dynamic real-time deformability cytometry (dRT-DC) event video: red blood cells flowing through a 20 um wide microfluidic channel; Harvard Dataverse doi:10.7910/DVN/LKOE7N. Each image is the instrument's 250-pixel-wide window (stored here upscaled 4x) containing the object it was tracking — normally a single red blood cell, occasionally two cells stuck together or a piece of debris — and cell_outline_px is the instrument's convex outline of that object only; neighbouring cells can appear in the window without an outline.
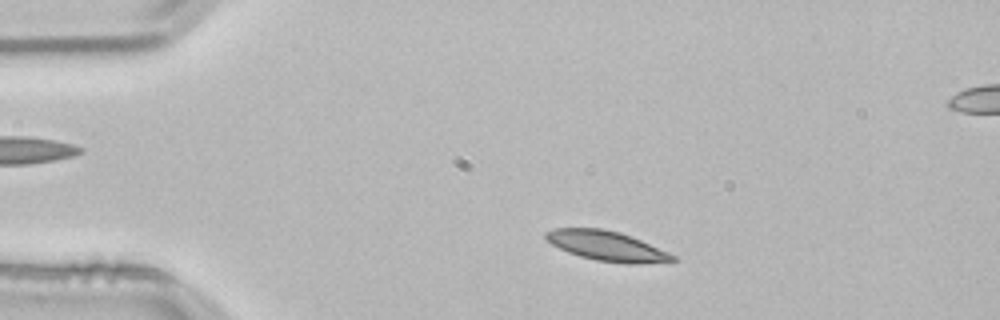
{"species": "common noctule bat (a hibernating species)", "species_latin": "Nyctalus noctula", "temperature_condition": "room temperature", "stored_images_in_passage": 50, "camera_frame_rate_fps": 3000, "um_per_image_px": 0.085, "animal": {"sex": "male", "body_mass_g": 21.5, "forearm_length_mm": 52.0}, "frame": {"image": 1, "passage_image": 6, "time_ms": 1.667, "image_size_px": [1000, 320], "cell_outline_px": [[676, 260], [640, 264], [628, 264], [596, 260], [580, 256], [568, 252], [552, 244], [544, 236], [544, 232], [552, 228], [600, 228], [620, 232], [640, 240], [668, 252], [676, 256]], "centroid_in_image_um": [51.55, 20.9], "position_along_channel_um": 33.4, "area_um2": 21.85}}
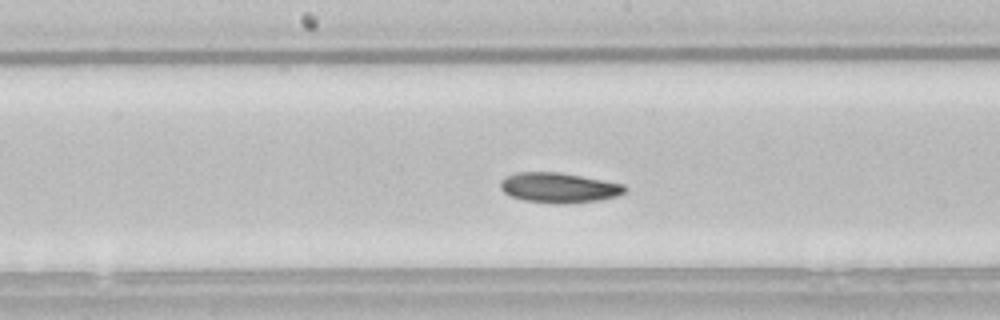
{"frame": {"image": 2, "passage_image": 23, "time_ms": 7.333, "image_size_px": [1000, 320], "cell_outline_px": [[628, 188], [624, 192], [616, 196], [600, 200], [568, 204], [556, 204], [524, 200], [512, 196], [504, 192], [500, 188], [500, 180], [504, 176], [516, 172], [560, 172], [624, 184]], "centroid_in_image_um": [47.49, 15.95], "position_along_channel_um": 200.7, "area_um2": 21.96}}
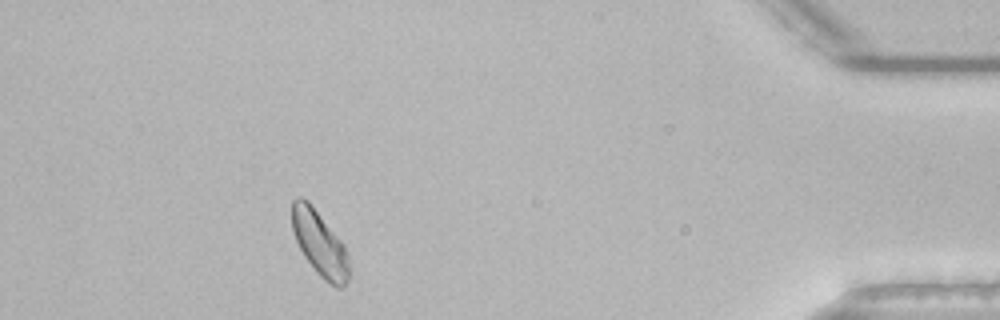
{"frame": {"image": 3, "passage_image": 44, "time_ms": 14.333, "image_size_px": [1000, 320], "cell_outline_px": [[348, 280], [344, 288], [336, 288], [324, 280], [316, 272], [304, 256], [292, 232], [292, 200], [296, 196], [300, 196], [308, 200], [344, 244], [348, 252]], "centroid_in_image_um": [27.17, 20.7], "position_along_channel_um": 408.0, "area_um2": 21.73}, "authors_computed_cell_mechanics": {"area_um2": 21.6461, "velocity_mm_per_s": 3.7635, "shape_relaxation_time_tau1_ms": 4.1146, "shape_relaxation_time_tau2_ms": null, "deformation_change_tau1": 0.0875, "deformation_change_tau2": null}}